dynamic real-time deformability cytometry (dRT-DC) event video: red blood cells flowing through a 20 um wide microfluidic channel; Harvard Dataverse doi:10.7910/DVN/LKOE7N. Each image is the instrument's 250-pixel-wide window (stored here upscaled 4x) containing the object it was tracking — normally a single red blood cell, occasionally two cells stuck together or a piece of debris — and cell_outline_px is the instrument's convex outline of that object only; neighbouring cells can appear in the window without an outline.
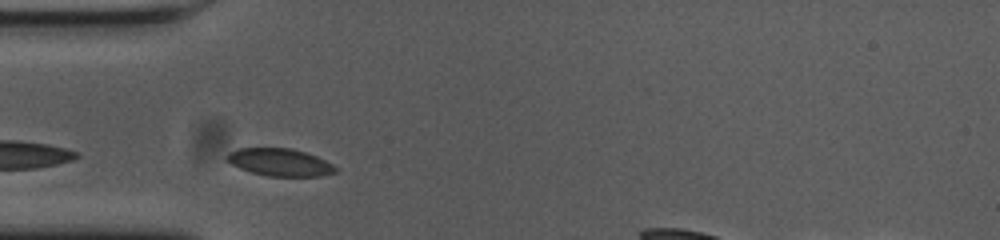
{"species": "common noctule bat (a hibernating species)", "species_latin": "Nyctalus noctula", "temperature_condition": "cold", "stored_images_in_passage": 11, "camera_frame_rate_fps": 3000, "um_per_image_px": 0.085, "animal": {"sex": "female", "body_mass_g": 23.0, "forearm_length_mm": 53.4}, "frame": {"image": 1, "passage_image": 2, "time_ms": 0.333, "image_size_px": [1000, 240], "cell_outline_px": [[336, 172], [320, 176], [268, 176], [252, 172], [240, 168], [232, 164], [224, 156], [228, 152], [240, 148], [292, 148], [316, 156], [332, 164], [336, 168]], "centroid_in_image_um": [23.77, 13.79], "position_along_channel_um": 61.2, "area_um2": 17.22}}